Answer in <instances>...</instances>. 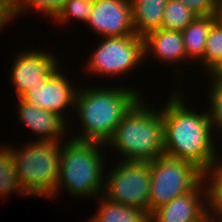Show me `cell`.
<instances>
[{"label":"cell","instance_id":"obj_9","mask_svg":"<svg viewBox=\"0 0 222 222\" xmlns=\"http://www.w3.org/2000/svg\"><path fill=\"white\" fill-rule=\"evenodd\" d=\"M77 88L70 85L66 76L58 71V68L45 81L31 87L21 98L48 112L60 116L65 122L64 109L72 105L75 106Z\"/></svg>","mask_w":222,"mask_h":222},{"label":"cell","instance_id":"obj_24","mask_svg":"<svg viewBox=\"0 0 222 222\" xmlns=\"http://www.w3.org/2000/svg\"><path fill=\"white\" fill-rule=\"evenodd\" d=\"M209 90L210 110L208 111L212 127L222 133V84L211 83Z\"/></svg>","mask_w":222,"mask_h":222},{"label":"cell","instance_id":"obj_4","mask_svg":"<svg viewBox=\"0 0 222 222\" xmlns=\"http://www.w3.org/2000/svg\"><path fill=\"white\" fill-rule=\"evenodd\" d=\"M103 145L106 144L71 139L61 147L59 179L55 195L63 185L69 193L77 197L103 195L101 192L104 189L102 181H105V176H103L105 171L103 160L105 159L98 150Z\"/></svg>","mask_w":222,"mask_h":222},{"label":"cell","instance_id":"obj_20","mask_svg":"<svg viewBox=\"0 0 222 222\" xmlns=\"http://www.w3.org/2000/svg\"><path fill=\"white\" fill-rule=\"evenodd\" d=\"M208 176L210 177L209 180H211V183L209 184L212 185L208 184L207 186L208 198L205 203H209V210L211 209V211L215 214L214 215L208 211V217L210 222H217V220L218 222H222V162L221 164H216L212 169L204 173V178Z\"/></svg>","mask_w":222,"mask_h":222},{"label":"cell","instance_id":"obj_23","mask_svg":"<svg viewBox=\"0 0 222 222\" xmlns=\"http://www.w3.org/2000/svg\"><path fill=\"white\" fill-rule=\"evenodd\" d=\"M66 0H11L12 17L22 14L26 8L42 11L50 17H54ZM37 9V10H36Z\"/></svg>","mask_w":222,"mask_h":222},{"label":"cell","instance_id":"obj_16","mask_svg":"<svg viewBox=\"0 0 222 222\" xmlns=\"http://www.w3.org/2000/svg\"><path fill=\"white\" fill-rule=\"evenodd\" d=\"M216 19V15L197 16L181 31L188 58H203L208 32Z\"/></svg>","mask_w":222,"mask_h":222},{"label":"cell","instance_id":"obj_6","mask_svg":"<svg viewBox=\"0 0 222 222\" xmlns=\"http://www.w3.org/2000/svg\"><path fill=\"white\" fill-rule=\"evenodd\" d=\"M149 165V215L174 198L192 191L204 179V173L193 163L165 154L151 160Z\"/></svg>","mask_w":222,"mask_h":222},{"label":"cell","instance_id":"obj_25","mask_svg":"<svg viewBox=\"0 0 222 222\" xmlns=\"http://www.w3.org/2000/svg\"><path fill=\"white\" fill-rule=\"evenodd\" d=\"M197 16L216 15L217 2L215 0H181Z\"/></svg>","mask_w":222,"mask_h":222},{"label":"cell","instance_id":"obj_1","mask_svg":"<svg viewBox=\"0 0 222 222\" xmlns=\"http://www.w3.org/2000/svg\"><path fill=\"white\" fill-rule=\"evenodd\" d=\"M175 92L161 110L164 154L193 163L205 173L218 164L209 114L188 109L181 92Z\"/></svg>","mask_w":222,"mask_h":222},{"label":"cell","instance_id":"obj_28","mask_svg":"<svg viewBox=\"0 0 222 222\" xmlns=\"http://www.w3.org/2000/svg\"><path fill=\"white\" fill-rule=\"evenodd\" d=\"M216 17L217 20L222 23V1L217 3Z\"/></svg>","mask_w":222,"mask_h":222},{"label":"cell","instance_id":"obj_14","mask_svg":"<svg viewBox=\"0 0 222 222\" xmlns=\"http://www.w3.org/2000/svg\"><path fill=\"white\" fill-rule=\"evenodd\" d=\"M143 38L144 56L151 51L159 60L170 63L179 62L181 59L184 61L187 58L181 31L160 28Z\"/></svg>","mask_w":222,"mask_h":222},{"label":"cell","instance_id":"obj_19","mask_svg":"<svg viewBox=\"0 0 222 222\" xmlns=\"http://www.w3.org/2000/svg\"><path fill=\"white\" fill-rule=\"evenodd\" d=\"M162 29L182 31L197 15L181 0H168L164 9Z\"/></svg>","mask_w":222,"mask_h":222},{"label":"cell","instance_id":"obj_13","mask_svg":"<svg viewBox=\"0 0 222 222\" xmlns=\"http://www.w3.org/2000/svg\"><path fill=\"white\" fill-rule=\"evenodd\" d=\"M18 113L21 121L30 128L38 141H60L66 130V122L58 115L38 108L22 98L18 101Z\"/></svg>","mask_w":222,"mask_h":222},{"label":"cell","instance_id":"obj_21","mask_svg":"<svg viewBox=\"0 0 222 222\" xmlns=\"http://www.w3.org/2000/svg\"><path fill=\"white\" fill-rule=\"evenodd\" d=\"M200 61L208 72L222 61V23L217 19L210 27L203 58Z\"/></svg>","mask_w":222,"mask_h":222},{"label":"cell","instance_id":"obj_10","mask_svg":"<svg viewBox=\"0 0 222 222\" xmlns=\"http://www.w3.org/2000/svg\"><path fill=\"white\" fill-rule=\"evenodd\" d=\"M87 24L103 37L136 35L130 0H94Z\"/></svg>","mask_w":222,"mask_h":222},{"label":"cell","instance_id":"obj_27","mask_svg":"<svg viewBox=\"0 0 222 222\" xmlns=\"http://www.w3.org/2000/svg\"><path fill=\"white\" fill-rule=\"evenodd\" d=\"M209 75H211L210 78L212 83H219L222 84V61L219 62L215 67H213L210 71H209Z\"/></svg>","mask_w":222,"mask_h":222},{"label":"cell","instance_id":"obj_7","mask_svg":"<svg viewBox=\"0 0 222 222\" xmlns=\"http://www.w3.org/2000/svg\"><path fill=\"white\" fill-rule=\"evenodd\" d=\"M104 182L102 194L111 202L142 209L149 214V162L121 161ZM105 191V192H104Z\"/></svg>","mask_w":222,"mask_h":222},{"label":"cell","instance_id":"obj_3","mask_svg":"<svg viewBox=\"0 0 222 222\" xmlns=\"http://www.w3.org/2000/svg\"><path fill=\"white\" fill-rule=\"evenodd\" d=\"M141 98L125 113L106 143L122 153L123 161L150 162L164 154L162 113L146 108Z\"/></svg>","mask_w":222,"mask_h":222},{"label":"cell","instance_id":"obj_17","mask_svg":"<svg viewBox=\"0 0 222 222\" xmlns=\"http://www.w3.org/2000/svg\"><path fill=\"white\" fill-rule=\"evenodd\" d=\"M100 210L90 222H149V214L135 207L125 206L99 196Z\"/></svg>","mask_w":222,"mask_h":222},{"label":"cell","instance_id":"obj_18","mask_svg":"<svg viewBox=\"0 0 222 222\" xmlns=\"http://www.w3.org/2000/svg\"><path fill=\"white\" fill-rule=\"evenodd\" d=\"M14 191L27 194L20 184L9 146H0V195L6 196Z\"/></svg>","mask_w":222,"mask_h":222},{"label":"cell","instance_id":"obj_22","mask_svg":"<svg viewBox=\"0 0 222 222\" xmlns=\"http://www.w3.org/2000/svg\"><path fill=\"white\" fill-rule=\"evenodd\" d=\"M93 7L94 0H66L52 19L57 23H64L73 17L87 23Z\"/></svg>","mask_w":222,"mask_h":222},{"label":"cell","instance_id":"obj_12","mask_svg":"<svg viewBox=\"0 0 222 222\" xmlns=\"http://www.w3.org/2000/svg\"><path fill=\"white\" fill-rule=\"evenodd\" d=\"M55 56L45 53L43 50H28L18 54L11 68L12 84L16 89L18 98H21L31 87L39 84V81L47 80L58 68Z\"/></svg>","mask_w":222,"mask_h":222},{"label":"cell","instance_id":"obj_5","mask_svg":"<svg viewBox=\"0 0 222 222\" xmlns=\"http://www.w3.org/2000/svg\"><path fill=\"white\" fill-rule=\"evenodd\" d=\"M60 143L36 140L28 145L26 143L21 150L9 147L17 176L27 195L55 196L61 160Z\"/></svg>","mask_w":222,"mask_h":222},{"label":"cell","instance_id":"obj_11","mask_svg":"<svg viewBox=\"0 0 222 222\" xmlns=\"http://www.w3.org/2000/svg\"><path fill=\"white\" fill-rule=\"evenodd\" d=\"M203 182L206 185L205 178L192 191L154 210L149 215V222H210L208 209L205 208L209 206H204L205 199H201L202 190L208 198L207 186L204 189Z\"/></svg>","mask_w":222,"mask_h":222},{"label":"cell","instance_id":"obj_26","mask_svg":"<svg viewBox=\"0 0 222 222\" xmlns=\"http://www.w3.org/2000/svg\"><path fill=\"white\" fill-rule=\"evenodd\" d=\"M11 0H0V29L12 20ZM7 24V25H6Z\"/></svg>","mask_w":222,"mask_h":222},{"label":"cell","instance_id":"obj_15","mask_svg":"<svg viewBox=\"0 0 222 222\" xmlns=\"http://www.w3.org/2000/svg\"><path fill=\"white\" fill-rule=\"evenodd\" d=\"M167 1L130 0L132 24L136 35L145 37L148 33L161 28Z\"/></svg>","mask_w":222,"mask_h":222},{"label":"cell","instance_id":"obj_8","mask_svg":"<svg viewBox=\"0 0 222 222\" xmlns=\"http://www.w3.org/2000/svg\"><path fill=\"white\" fill-rule=\"evenodd\" d=\"M103 39L87 61V68L92 73L117 77L136 67L145 57L143 37L128 35Z\"/></svg>","mask_w":222,"mask_h":222},{"label":"cell","instance_id":"obj_2","mask_svg":"<svg viewBox=\"0 0 222 222\" xmlns=\"http://www.w3.org/2000/svg\"><path fill=\"white\" fill-rule=\"evenodd\" d=\"M80 90L74 107L84 130L72 139L103 144L112 138L125 113L141 97L138 92L122 87Z\"/></svg>","mask_w":222,"mask_h":222}]
</instances>
